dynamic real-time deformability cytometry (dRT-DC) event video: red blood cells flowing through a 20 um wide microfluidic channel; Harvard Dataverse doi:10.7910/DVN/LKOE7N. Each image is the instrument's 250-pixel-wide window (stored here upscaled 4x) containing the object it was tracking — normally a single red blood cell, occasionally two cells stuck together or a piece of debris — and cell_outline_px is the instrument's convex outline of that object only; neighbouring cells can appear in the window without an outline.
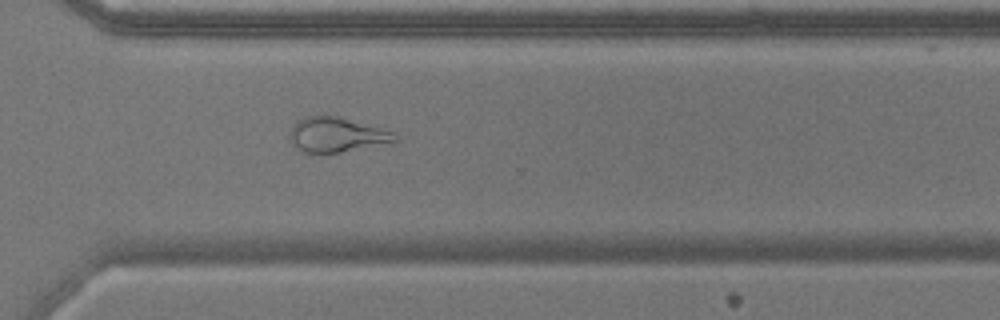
{"species": "common noctule bat (a hibernating species)", "species_latin": "Nyctalus noctula", "temperature_condition": "warm", "stored_images_in_passage": 38, "camera_frame_rate_fps": 3000, "um_per_image_px": 0.085, "animal": {"sex": "male", "body_mass_g": 17.9}, "frame": {"image": 1, "passage_image": 28, "time_ms": 9.0, "image_size_px": [1000, 320], "cell_outline_px": [[396, 140], [340, 152], [320, 156], [304, 152], [292, 140], [292, 128], [296, 120], [304, 116], [320, 112], [336, 116], [380, 128], [392, 132], [396, 136]], "centroid_in_image_um": [28.51, 11.43], "position_along_channel_um": 342.1, "area_um2": 21.1}, "authors_computed_cell_mechanics": {"area_um2": 19.0162, "velocity_mm_per_s": 3.6759, "shape_relaxation_time_tau1_ms": null, "shape_relaxation_time_tau2_ms": 1.6851, "deformation_change_tau1": null, "deformation_change_tau2": 0.1109}}